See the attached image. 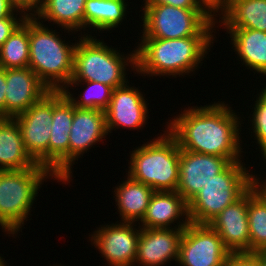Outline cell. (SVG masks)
I'll return each instance as SVG.
<instances>
[{"mask_svg": "<svg viewBox=\"0 0 266 266\" xmlns=\"http://www.w3.org/2000/svg\"><path fill=\"white\" fill-rule=\"evenodd\" d=\"M184 229L141 228L134 266H164L178 262Z\"/></svg>", "mask_w": 266, "mask_h": 266, "instance_id": "cell-16", "label": "cell"}, {"mask_svg": "<svg viewBox=\"0 0 266 266\" xmlns=\"http://www.w3.org/2000/svg\"><path fill=\"white\" fill-rule=\"evenodd\" d=\"M264 178L266 177H258L255 171L252 173V187L266 201V179Z\"/></svg>", "mask_w": 266, "mask_h": 266, "instance_id": "cell-36", "label": "cell"}, {"mask_svg": "<svg viewBox=\"0 0 266 266\" xmlns=\"http://www.w3.org/2000/svg\"><path fill=\"white\" fill-rule=\"evenodd\" d=\"M37 163L26 152L14 118H0V171L33 168Z\"/></svg>", "mask_w": 266, "mask_h": 266, "instance_id": "cell-24", "label": "cell"}, {"mask_svg": "<svg viewBox=\"0 0 266 266\" xmlns=\"http://www.w3.org/2000/svg\"><path fill=\"white\" fill-rule=\"evenodd\" d=\"M229 34L231 48L245 69L266 76V32L248 28L223 29ZM240 59V60H239ZM262 74V75H261ZM266 79V77H265Z\"/></svg>", "mask_w": 266, "mask_h": 266, "instance_id": "cell-21", "label": "cell"}, {"mask_svg": "<svg viewBox=\"0 0 266 266\" xmlns=\"http://www.w3.org/2000/svg\"><path fill=\"white\" fill-rule=\"evenodd\" d=\"M224 266H263L257 253H230Z\"/></svg>", "mask_w": 266, "mask_h": 266, "instance_id": "cell-31", "label": "cell"}, {"mask_svg": "<svg viewBox=\"0 0 266 266\" xmlns=\"http://www.w3.org/2000/svg\"><path fill=\"white\" fill-rule=\"evenodd\" d=\"M137 225L117 220L115 223L102 224L89 233L88 240L92 247L107 261L108 265L105 263V266H134L141 232V227Z\"/></svg>", "mask_w": 266, "mask_h": 266, "instance_id": "cell-9", "label": "cell"}, {"mask_svg": "<svg viewBox=\"0 0 266 266\" xmlns=\"http://www.w3.org/2000/svg\"><path fill=\"white\" fill-rule=\"evenodd\" d=\"M232 161L222 156L200 154L180 149L179 182L176 192L188 203L214 176Z\"/></svg>", "mask_w": 266, "mask_h": 266, "instance_id": "cell-15", "label": "cell"}, {"mask_svg": "<svg viewBox=\"0 0 266 266\" xmlns=\"http://www.w3.org/2000/svg\"><path fill=\"white\" fill-rule=\"evenodd\" d=\"M123 181L116 184L113 192L114 203L119 221L139 223L147 210L151 196L155 192L151 187L131 179L125 174ZM125 179V181H124Z\"/></svg>", "mask_w": 266, "mask_h": 266, "instance_id": "cell-22", "label": "cell"}, {"mask_svg": "<svg viewBox=\"0 0 266 266\" xmlns=\"http://www.w3.org/2000/svg\"><path fill=\"white\" fill-rule=\"evenodd\" d=\"M106 113L100 109L77 108L73 105V122L69 134V183L73 180V166L78 158L99 147L108 137ZM99 142V143H98ZM98 143V144H97ZM95 145V146H94Z\"/></svg>", "mask_w": 266, "mask_h": 266, "instance_id": "cell-14", "label": "cell"}, {"mask_svg": "<svg viewBox=\"0 0 266 266\" xmlns=\"http://www.w3.org/2000/svg\"><path fill=\"white\" fill-rule=\"evenodd\" d=\"M6 69L0 67V118H5Z\"/></svg>", "mask_w": 266, "mask_h": 266, "instance_id": "cell-35", "label": "cell"}, {"mask_svg": "<svg viewBox=\"0 0 266 266\" xmlns=\"http://www.w3.org/2000/svg\"><path fill=\"white\" fill-rule=\"evenodd\" d=\"M257 255L259 256L262 265L266 266V248L265 249H261L257 252Z\"/></svg>", "mask_w": 266, "mask_h": 266, "instance_id": "cell-37", "label": "cell"}, {"mask_svg": "<svg viewBox=\"0 0 266 266\" xmlns=\"http://www.w3.org/2000/svg\"><path fill=\"white\" fill-rule=\"evenodd\" d=\"M263 85L265 86L260 88L261 90L259 89V92L257 89V94L254 95L256 96L254 97L256 101L254 100L255 103L252 104L253 106L250 108L252 111L249 114L250 116L247 122L248 126L249 123L251 126L247 128L249 130V135L251 133V138L254 137L253 140H255V145L259 148V153L266 149V83Z\"/></svg>", "mask_w": 266, "mask_h": 266, "instance_id": "cell-29", "label": "cell"}, {"mask_svg": "<svg viewBox=\"0 0 266 266\" xmlns=\"http://www.w3.org/2000/svg\"><path fill=\"white\" fill-rule=\"evenodd\" d=\"M53 118V91H49L25 112L17 115V121L26 152L39 165L49 168V141Z\"/></svg>", "mask_w": 266, "mask_h": 266, "instance_id": "cell-10", "label": "cell"}, {"mask_svg": "<svg viewBox=\"0 0 266 266\" xmlns=\"http://www.w3.org/2000/svg\"><path fill=\"white\" fill-rule=\"evenodd\" d=\"M1 18H27V16L18 11L9 0H0V19Z\"/></svg>", "mask_w": 266, "mask_h": 266, "instance_id": "cell-34", "label": "cell"}, {"mask_svg": "<svg viewBox=\"0 0 266 266\" xmlns=\"http://www.w3.org/2000/svg\"><path fill=\"white\" fill-rule=\"evenodd\" d=\"M245 165L244 160L232 162L197 192L188 202L190 223L208 224L252 187L253 170Z\"/></svg>", "mask_w": 266, "mask_h": 266, "instance_id": "cell-8", "label": "cell"}, {"mask_svg": "<svg viewBox=\"0 0 266 266\" xmlns=\"http://www.w3.org/2000/svg\"><path fill=\"white\" fill-rule=\"evenodd\" d=\"M211 103L181 108V113L168 119L164 127L182 150L243 161L242 154L247 152L243 151L241 124L245 120L225 101Z\"/></svg>", "mask_w": 266, "mask_h": 266, "instance_id": "cell-1", "label": "cell"}, {"mask_svg": "<svg viewBox=\"0 0 266 266\" xmlns=\"http://www.w3.org/2000/svg\"><path fill=\"white\" fill-rule=\"evenodd\" d=\"M189 224L188 203L176 191H155L138 223L141 228L159 229H184Z\"/></svg>", "mask_w": 266, "mask_h": 266, "instance_id": "cell-19", "label": "cell"}, {"mask_svg": "<svg viewBox=\"0 0 266 266\" xmlns=\"http://www.w3.org/2000/svg\"><path fill=\"white\" fill-rule=\"evenodd\" d=\"M85 3L86 0H42L34 17L42 24L47 21L49 27L59 26L75 33L80 32L82 36L84 35Z\"/></svg>", "mask_w": 266, "mask_h": 266, "instance_id": "cell-25", "label": "cell"}, {"mask_svg": "<svg viewBox=\"0 0 266 266\" xmlns=\"http://www.w3.org/2000/svg\"><path fill=\"white\" fill-rule=\"evenodd\" d=\"M82 85L85 88H83L84 92H80V94L74 93L76 92L75 88L77 86L82 87ZM112 91L113 89L110 86L94 81H69L65 88L62 90L66 98L75 107L86 109H100L102 111H105L108 108Z\"/></svg>", "mask_w": 266, "mask_h": 266, "instance_id": "cell-26", "label": "cell"}, {"mask_svg": "<svg viewBox=\"0 0 266 266\" xmlns=\"http://www.w3.org/2000/svg\"><path fill=\"white\" fill-rule=\"evenodd\" d=\"M0 254V266H11L7 263V261Z\"/></svg>", "mask_w": 266, "mask_h": 266, "instance_id": "cell-38", "label": "cell"}, {"mask_svg": "<svg viewBox=\"0 0 266 266\" xmlns=\"http://www.w3.org/2000/svg\"><path fill=\"white\" fill-rule=\"evenodd\" d=\"M215 13L219 17L217 30L248 28L266 32V0H216Z\"/></svg>", "mask_w": 266, "mask_h": 266, "instance_id": "cell-20", "label": "cell"}, {"mask_svg": "<svg viewBox=\"0 0 266 266\" xmlns=\"http://www.w3.org/2000/svg\"><path fill=\"white\" fill-rule=\"evenodd\" d=\"M230 251L208 224L190 223L180 242V266H224Z\"/></svg>", "mask_w": 266, "mask_h": 266, "instance_id": "cell-11", "label": "cell"}, {"mask_svg": "<svg viewBox=\"0 0 266 266\" xmlns=\"http://www.w3.org/2000/svg\"><path fill=\"white\" fill-rule=\"evenodd\" d=\"M42 24L34 16L29 17V68L50 91H62L73 74L74 51L77 44L75 32ZM74 35L75 42L66 41L63 35ZM71 32V33H70ZM63 37V38H61ZM72 41V42H70Z\"/></svg>", "mask_w": 266, "mask_h": 266, "instance_id": "cell-3", "label": "cell"}, {"mask_svg": "<svg viewBox=\"0 0 266 266\" xmlns=\"http://www.w3.org/2000/svg\"><path fill=\"white\" fill-rule=\"evenodd\" d=\"M250 253L266 248V201L253 187L248 190Z\"/></svg>", "mask_w": 266, "mask_h": 266, "instance_id": "cell-28", "label": "cell"}, {"mask_svg": "<svg viewBox=\"0 0 266 266\" xmlns=\"http://www.w3.org/2000/svg\"><path fill=\"white\" fill-rule=\"evenodd\" d=\"M140 8V38L179 39L217 33L215 9H183L167 4H143Z\"/></svg>", "mask_w": 266, "mask_h": 266, "instance_id": "cell-7", "label": "cell"}, {"mask_svg": "<svg viewBox=\"0 0 266 266\" xmlns=\"http://www.w3.org/2000/svg\"><path fill=\"white\" fill-rule=\"evenodd\" d=\"M247 209L248 191L208 223L231 253H250Z\"/></svg>", "mask_w": 266, "mask_h": 266, "instance_id": "cell-18", "label": "cell"}, {"mask_svg": "<svg viewBox=\"0 0 266 266\" xmlns=\"http://www.w3.org/2000/svg\"><path fill=\"white\" fill-rule=\"evenodd\" d=\"M49 91L31 68L6 69L5 118L25 112Z\"/></svg>", "mask_w": 266, "mask_h": 266, "instance_id": "cell-17", "label": "cell"}, {"mask_svg": "<svg viewBox=\"0 0 266 266\" xmlns=\"http://www.w3.org/2000/svg\"><path fill=\"white\" fill-rule=\"evenodd\" d=\"M72 122L73 104L62 91H53L49 169L64 185L69 183V134Z\"/></svg>", "mask_w": 266, "mask_h": 266, "instance_id": "cell-13", "label": "cell"}, {"mask_svg": "<svg viewBox=\"0 0 266 266\" xmlns=\"http://www.w3.org/2000/svg\"><path fill=\"white\" fill-rule=\"evenodd\" d=\"M261 157H263L262 159H263V161H264V165H265V163H266V149H264L262 152H261ZM266 166V165H265Z\"/></svg>", "mask_w": 266, "mask_h": 266, "instance_id": "cell-39", "label": "cell"}, {"mask_svg": "<svg viewBox=\"0 0 266 266\" xmlns=\"http://www.w3.org/2000/svg\"><path fill=\"white\" fill-rule=\"evenodd\" d=\"M129 82L112 91L109 106L105 110L108 134L122 128L142 131L150 118L148 114L151 109H148L146 94Z\"/></svg>", "mask_w": 266, "mask_h": 266, "instance_id": "cell-12", "label": "cell"}, {"mask_svg": "<svg viewBox=\"0 0 266 266\" xmlns=\"http://www.w3.org/2000/svg\"><path fill=\"white\" fill-rule=\"evenodd\" d=\"M216 38V36H190L179 39L138 38L140 42H136L138 45L135 46L136 74L143 78L146 76L186 78L185 75H195L202 66L201 61L214 46V41L217 42Z\"/></svg>", "mask_w": 266, "mask_h": 266, "instance_id": "cell-2", "label": "cell"}, {"mask_svg": "<svg viewBox=\"0 0 266 266\" xmlns=\"http://www.w3.org/2000/svg\"><path fill=\"white\" fill-rule=\"evenodd\" d=\"M0 67H29V17H27L0 47Z\"/></svg>", "mask_w": 266, "mask_h": 266, "instance_id": "cell-27", "label": "cell"}, {"mask_svg": "<svg viewBox=\"0 0 266 266\" xmlns=\"http://www.w3.org/2000/svg\"><path fill=\"white\" fill-rule=\"evenodd\" d=\"M49 179L61 182L49 168L39 164L23 170L0 171V227L5 235L16 239L22 232L35 208L32 206L38 191Z\"/></svg>", "mask_w": 266, "mask_h": 266, "instance_id": "cell-4", "label": "cell"}, {"mask_svg": "<svg viewBox=\"0 0 266 266\" xmlns=\"http://www.w3.org/2000/svg\"><path fill=\"white\" fill-rule=\"evenodd\" d=\"M144 4H167L183 9H215L216 0H143Z\"/></svg>", "mask_w": 266, "mask_h": 266, "instance_id": "cell-30", "label": "cell"}, {"mask_svg": "<svg viewBox=\"0 0 266 266\" xmlns=\"http://www.w3.org/2000/svg\"><path fill=\"white\" fill-rule=\"evenodd\" d=\"M129 3L132 2H128V0H86L84 11V35L95 36V34L92 33L95 31L97 35V30L98 33H104L105 31V33H107V31L116 30L115 28L122 25L121 23L125 21V19L127 20V14L132 12L128 11L133 9L131 7L129 8ZM87 28H89V30Z\"/></svg>", "mask_w": 266, "mask_h": 266, "instance_id": "cell-23", "label": "cell"}, {"mask_svg": "<svg viewBox=\"0 0 266 266\" xmlns=\"http://www.w3.org/2000/svg\"><path fill=\"white\" fill-rule=\"evenodd\" d=\"M78 35L70 81L100 82L112 89L126 84L127 72L136 74V49L124 54L105 43L103 37ZM127 75V76H126Z\"/></svg>", "mask_w": 266, "mask_h": 266, "instance_id": "cell-5", "label": "cell"}, {"mask_svg": "<svg viewBox=\"0 0 266 266\" xmlns=\"http://www.w3.org/2000/svg\"><path fill=\"white\" fill-rule=\"evenodd\" d=\"M144 144L130 150L126 174L154 191H176L179 182L180 147L176 138L163 128ZM159 135V136H158ZM128 170V171H127Z\"/></svg>", "mask_w": 266, "mask_h": 266, "instance_id": "cell-6", "label": "cell"}, {"mask_svg": "<svg viewBox=\"0 0 266 266\" xmlns=\"http://www.w3.org/2000/svg\"><path fill=\"white\" fill-rule=\"evenodd\" d=\"M53 266H66L65 264L63 265H61V263H60V265H57V263H56V265L55 264H53Z\"/></svg>", "mask_w": 266, "mask_h": 266, "instance_id": "cell-40", "label": "cell"}, {"mask_svg": "<svg viewBox=\"0 0 266 266\" xmlns=\"http://www.w3.org/2000/svg\"><path fill=\"white\" fill-rule=\"evenodd\" d=\"M18 10L23 12L27 17L34 16L39 10L42 0H9Z\"/></svg>", "mask_w": 266, "mask_h": 266, "instance_id": "cell-33", "label": "cell"}, {"mask_svg": "<svg viewBox=\"0 0 266 266\" xmlns=\"http://www.w3.org/2000/svg\"><path fill=\"white\" fill-rule=\"evenodd\" d=\"M26 18L0 19V47Z\"/></svg>", "mask_w": 266, "mask_h": 266, "instance_id": "cell-32", "label": "cell"}]
</instances>
